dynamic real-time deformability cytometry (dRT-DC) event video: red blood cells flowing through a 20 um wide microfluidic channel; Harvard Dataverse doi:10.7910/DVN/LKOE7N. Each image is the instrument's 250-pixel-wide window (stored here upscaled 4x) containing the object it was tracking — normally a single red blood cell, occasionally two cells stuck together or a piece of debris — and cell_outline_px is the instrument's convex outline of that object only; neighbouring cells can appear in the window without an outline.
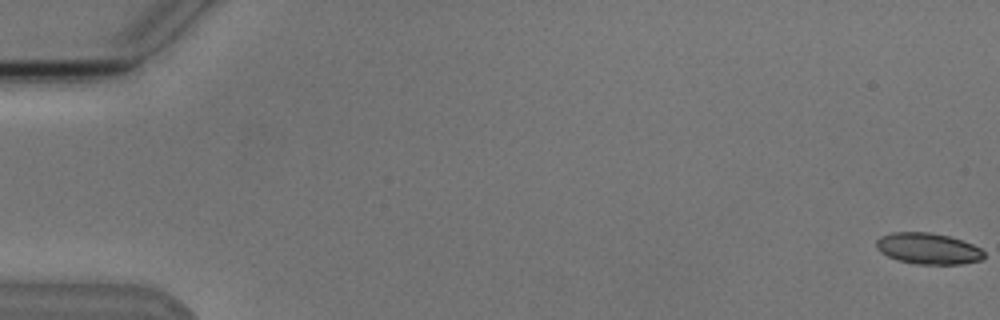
{"species": "Egyptian fruit bat (a non-hibernating species)", "species_latin": "Rousettus aegyptiacus", "temperature_condition": "cold", "stored_images_in_passage": 5, "camera_frame_rate_fps": 3000, "um_per_image_px": 0.085, "animal": {"sex": "male"}, "frame": {"image": 1, "passage_image": 1, "time_ms": 0.0, "image_size_px": [1000, 320], "cell_outline_px": [[984, 256], [980, 260], [960, 264], [916, 264], [896, 260], [880, 252], [876, 248], [876, 240], [880, 236], [892, 232], [928, 232], [948, 236], [972, 244], [980, 248], [984, 252]], "centroid_in_image_um": [78.84, 21.13], "position_along_channel_um": 6.2, "area_um2": 19.54}}
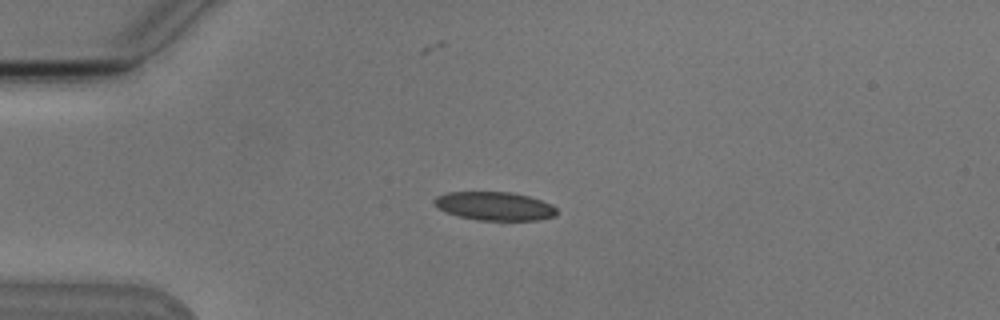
{"frame": {"image": 2, "passage_image": 4, "time_ms": 4.667, "image_size_px": [1000, 320], "cell_outline_px": [[556, 216], [540, 220], [476, 220], [460, 216], [436, 208], [432, 200], [436, 196], [448, 192], [512, 192], [528, 196], [552, 204], [556, 208]], "centroid_in_image_um": [42.03, 17.52], "position_along_channel_um": 43.0, "area_um2": 20.4}}